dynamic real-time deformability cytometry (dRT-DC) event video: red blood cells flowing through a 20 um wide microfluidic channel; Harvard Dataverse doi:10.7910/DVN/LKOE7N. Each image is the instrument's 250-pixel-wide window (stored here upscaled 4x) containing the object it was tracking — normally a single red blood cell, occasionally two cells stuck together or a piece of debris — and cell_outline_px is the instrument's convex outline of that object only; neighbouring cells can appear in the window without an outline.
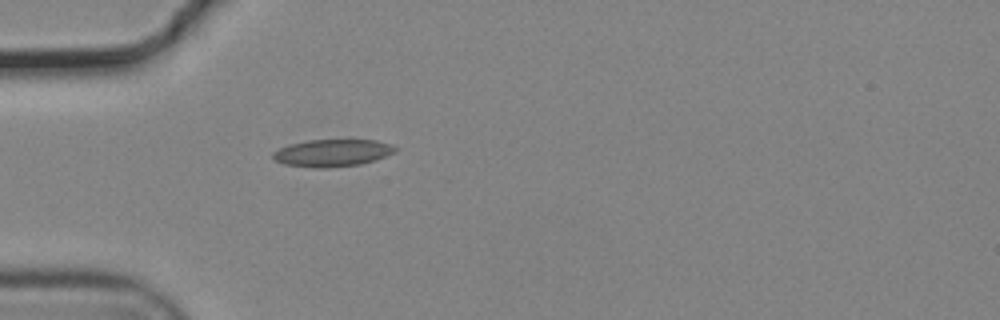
{"species": "common noctule bat (a hibernating species)", "species_latin": "Nyctalus noctula", "temperature_condition": "cold", "stored_images_in_passage": 14, "camera_frame_rate_fps": 3000, "um_per_image_px": 0.085, "animal": {"sex": "male", "body_mass_g": 19.2, "forearm_length_mm": 51.8}, "frame": {"image": 1, "passage_image": 1, "time_ms": 0.0, "image_size_px": [1000, 320], "cell_outline_px": [[400, 148], [396, 152], [376, 160], [360, 164], [324, 168], [320, 168], [284, 164], [276, 160], [272, 156], [272, 152], [288, 144], [308, 140], [376, 140], [392, 144]], "centroid_in_image_um": [28.3, 12.99], "position_along_channel_um": 56.7, "area_um2": 19.48}}
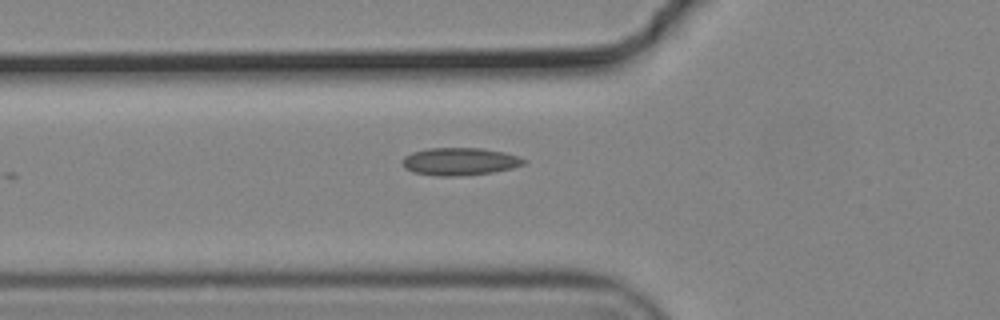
{"frame": {"image": 2, "passage_image": 4, "time_ms": 1.0, "image_size_px": [1000, 320], "cell_outline_px": [[528, 160], [524, 164], [512, 168], [492, 172], [464, 176], [436, 176], [412, 172], [404, 168], [400, 164], [400, 160], [404, 156], [412, 152], [428, 148], [480, 148], [504, 152]], "centroid_in_image_um": [39.02, 13.73], "position_along_channel_um": 86.8, "area_um2": 19.77}}
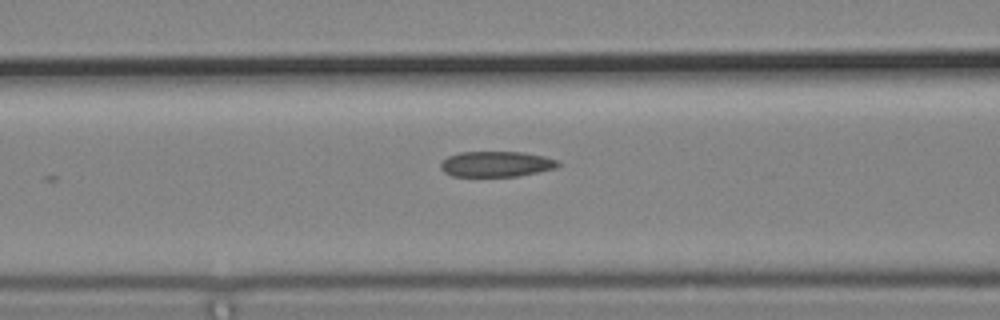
{"frame": {"image": 3, "passage_image": 7, "time_ms": 2.0, "image_size_px": [1000, 320], "cell_outline_px": [[560, 164], [556, 168], [516, 176], [452, 176], [444, 172], [440, 168], [440, 164], [448, 156], [460, 152], [524, 152], [544, 156], [556, 160]], "centroid_in_image_um": [42.16, 13.94], "position_along_channel_um": 124.4, "area_um2": 17.34}}